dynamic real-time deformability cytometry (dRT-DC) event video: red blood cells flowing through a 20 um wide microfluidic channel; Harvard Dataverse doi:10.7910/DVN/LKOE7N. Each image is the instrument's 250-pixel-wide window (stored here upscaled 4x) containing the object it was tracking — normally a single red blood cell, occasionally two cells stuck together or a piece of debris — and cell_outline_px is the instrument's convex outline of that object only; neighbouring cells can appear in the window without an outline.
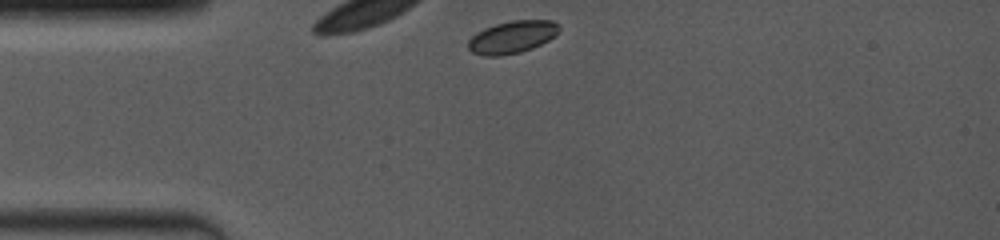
{"species": "common noctule bat (a hibernating species)", "species_latin": "Nyctalus noctula", "temperature_condition": "room temperature", "stored_images_in_passage": 5, "camera_frame_rate_fps": 4000, "um_per_image_px": 0.085, "animal": {"sex": "female", "body_mass_g": 19.0, "forearm_length_mm": 53.3}, "frame": {"image": 1, "passage_image": 1, "time_ms": 0.0, "image_size_px": [1000, 240], "cell_outline_px": [[560, 28], [548, 40], [532, 48], [520, 52], [500, 56], [484, 56], [472, 52], [468, 48], [468, 40], [476, 32], [484, 28], [496, 24], [512, 20], [552, 20], [560, 24]], "centroid_in_image_um": [43.51, 3.14], "position_along_channel_um": 41.5, "area_um2": 17.11}}
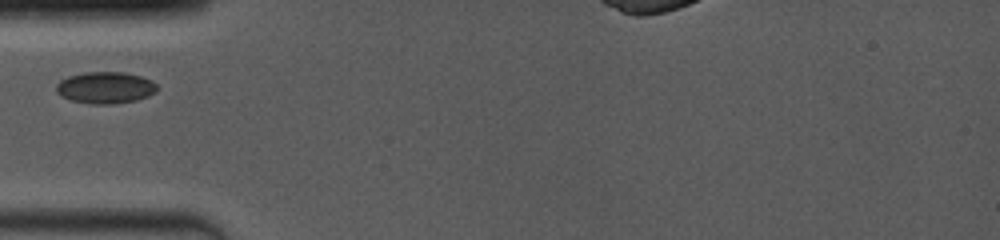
{"frame": {"image": 2, "passage_image": 3, "time_ms": 1.5, "image_size_px": [1000, 240], "cell_outline_px": [[156, 92], [148, 96], [136, 100], [112, 104], [92, 104], [72, 100], [60, 96], [56, 92], [56, 84], [60, 80], [68, 76], [84, 72], [124, 72], [140, 76], [152, 80], [156, 84]], "centroid_in_image_um": [8.94, 7.44], "position_along_channel_um": 76.1, "area_um2": 18.67}}
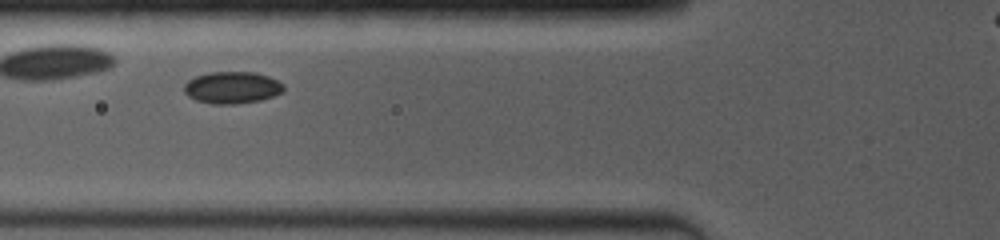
{"frame": {"image": 3, "passage_image": 4, "time_ms": 2.25, "image_size_px": [1000, 240], "cell_outline_px": [[284, 92], [260, 100], [236, 104], [212, 104], [196, 100], [188, 96], [184, 92], [184, 84], [188, 80], [196, 76], [208, 72], [256, 72], [268, 76], [284, 84]], "centroid_in_image_um": [19.72, 7.44], "position_along_channel_um": 106.1, "area_um2": 18.61}}